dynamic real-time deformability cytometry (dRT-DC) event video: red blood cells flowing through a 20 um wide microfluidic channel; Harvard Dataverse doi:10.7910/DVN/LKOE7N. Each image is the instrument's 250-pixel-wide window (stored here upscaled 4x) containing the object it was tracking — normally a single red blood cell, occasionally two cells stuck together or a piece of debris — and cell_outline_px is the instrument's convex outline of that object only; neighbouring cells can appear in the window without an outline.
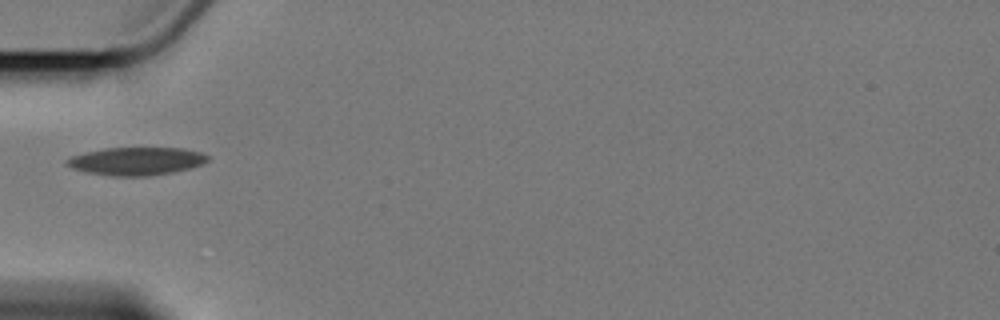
{"species": "Egyptian fruit bat (a non-hibernating species)", "species_latin": "Rousettus aegyptiacus", "temperature_condition": "cold", "stored_images_in_passage": 5, "camera_frame_rate_fps": 3000, "um_per_image_px": 0.085, "animal": {"sex": "female"}, "frame": {"image": 1, "passage_image": 1, "time_ms": 0.0, "image_size_px": [1000, 320], "cell_outline_px": [[208, 160], [192, 168], [172, 172], [148, 176], [108, 176], [84, 172], [72, 168], [64, 164], [64, 160], [72, 156], [104, 148], [184, 148], [204, 152], [208, 156]], "centroid_in_image_um": [11.57, 13.7], "position_along_channel_um": 73.4, "area_um2": 23.12}}
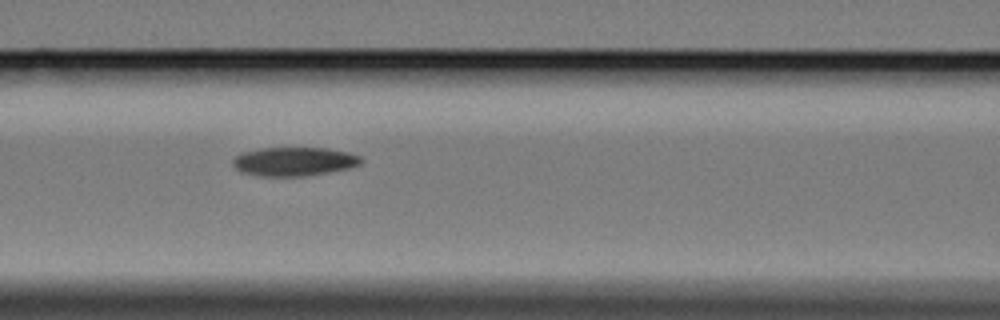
{"frame": {"image": 2, "passage_image": 3, "time_ms": 2.0, "image_size_px": [1000, 320], "cell_outline_px": [[364, 160], [360, 164], [348, 168], [304, 176], [260, 176], [240, 172], [232, 164], [232, 160], [236, 156], [244, 152], [260, 148], [328, 148], [348, 152], [360, 156]], "centroid_in_image_um": [24.99, 13.72], "position_along_channel_um": 141.6, "area_um2": 21.44}}
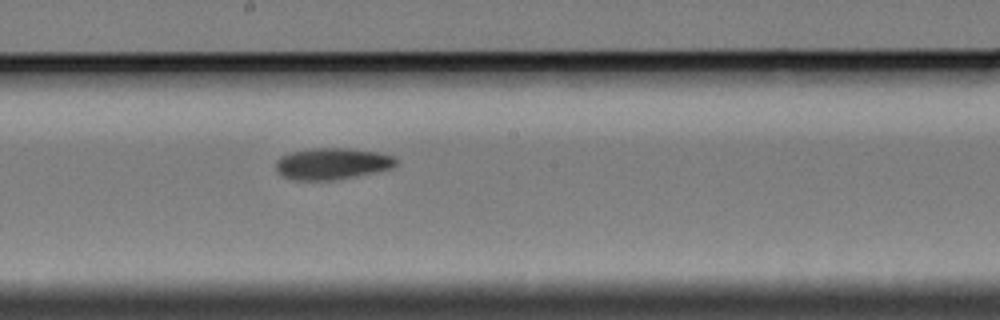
{"frame": {"image": 3, "passage_image": 5, "time_ms": 4.333, "image_size_px": [1000, 320], "cell_outline_px": [[396, 164], [392, 168], [356, 176], [332, 180], [296, 180], [284, 176], [276, 172], [276, 160], [280, 156], [292, 152], [312, 148], [348, 148], [376, 152], [392, 156], [396, 160]], "centroid_in_image_um": [28.19, 13.91], "position_along_channel_um": 220.0, "area_um2": 21.91}}